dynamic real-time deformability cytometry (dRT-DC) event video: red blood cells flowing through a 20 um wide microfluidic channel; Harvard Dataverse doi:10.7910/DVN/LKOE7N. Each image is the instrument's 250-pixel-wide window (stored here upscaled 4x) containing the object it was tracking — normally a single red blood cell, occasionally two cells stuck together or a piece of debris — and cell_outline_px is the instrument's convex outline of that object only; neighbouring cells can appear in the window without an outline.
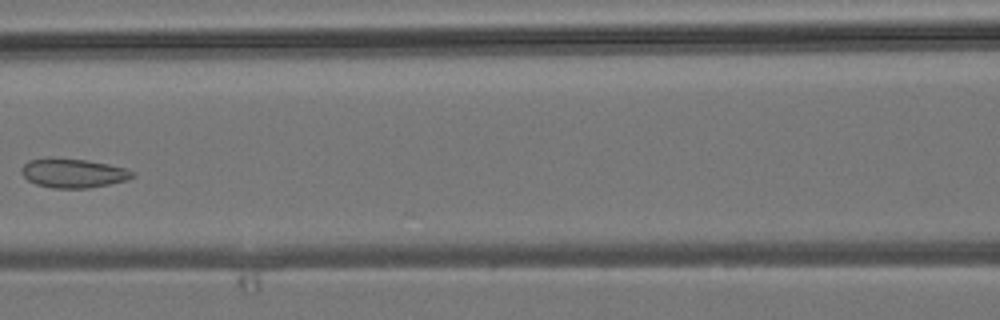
{"species": "common noctule bat (a hibernating species)", "species_latin": "Nyctalus noctula", "temperature_condition": "room temperature", "stored_images_in_passage": 6, "camera_frame_rate_fps": 3000, "um_per_image_px": 0.085, "animal": {"sex": "male", "body_mass_g": 19.2, "forearm_length_mm": 51.8}, "frame": {"image": 1, "passage_image": 5, "time_ms": 5.667, "image_size_px": [1000, 320], "cell_outline_px": [[136, 176], [128, 180], [88, 188], [52, 188], [36, 184], [28, 180], [20, 172], [20, 168], [28, 160], [52, 156], [84, 160], [108, 164], [124, 168], [136, 172]], "centroid_in_image_um": [6.2, 14.7], "position_along_channel_um": 160.4, "area_um2": 19.13}}
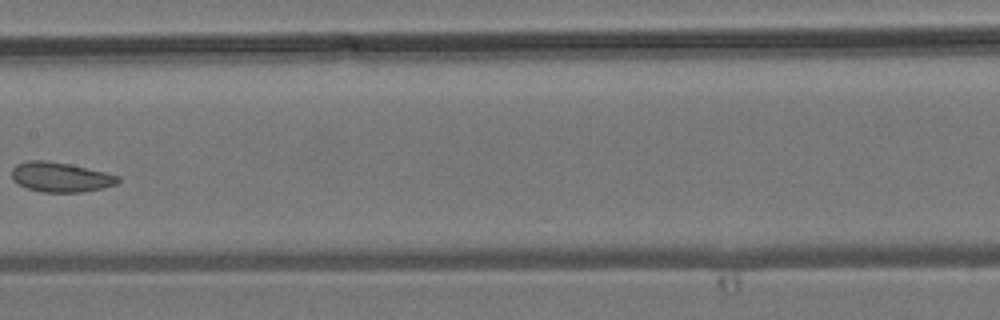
{"frame": {"image": 2, "passage_image": 6, "time_ms": 6.667, "image_size_px": [1000, 320], "cell_outline_px": [[120, 180], [116, 184], [84, 192], [44, 192], [28, 188], [12, 180], [12, 168], [16, 164], [28, 160], [44, 160], [68, 164], [104, 172], [120, 176]], "centroid_in_image_um": [5.12, 15.05], "position_along_channel_um": 202.3, "area_um2": 18.21}}